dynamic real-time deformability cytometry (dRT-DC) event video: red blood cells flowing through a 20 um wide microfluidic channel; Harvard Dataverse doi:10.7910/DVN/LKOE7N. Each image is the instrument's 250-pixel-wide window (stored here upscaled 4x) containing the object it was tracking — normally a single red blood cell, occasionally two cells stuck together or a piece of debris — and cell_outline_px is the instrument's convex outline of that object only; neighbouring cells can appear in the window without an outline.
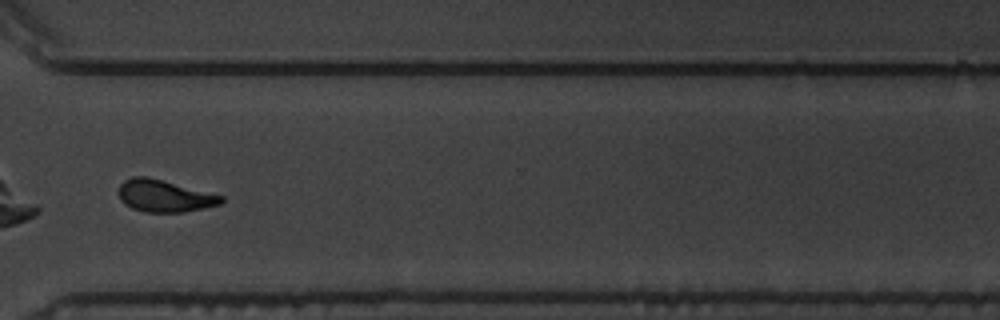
{"species": "common noctule bat (a hibernating species)", "species_latin": "Nyctalus noctula", "temperature_condition": "warm", "stored_images_in_passage": 55, "camera_frame_rate_fps": 3000, "um_per_image_px": 0.085, "animal": {"sex": "male", "body_mass_g": 19.5, "forearm_length_mm": 54.6}, "frame": {"image": 1, "passage_image": 40, "time_ms": 13.0, "image_size_px": [1000, 320], "cell_outline_px": [[224, 200], [220, 204], [204, 208], [184, 212], [144, 212], [132, 208], [124, 204], [120, 200], [120, 184], [124, 180], [132, 176], [148, 176], [224, 196]], "centroid_in_image_um": [13.97, 16.65], "position_along_channel_um": 356.6, "area_um2": 19.19}}
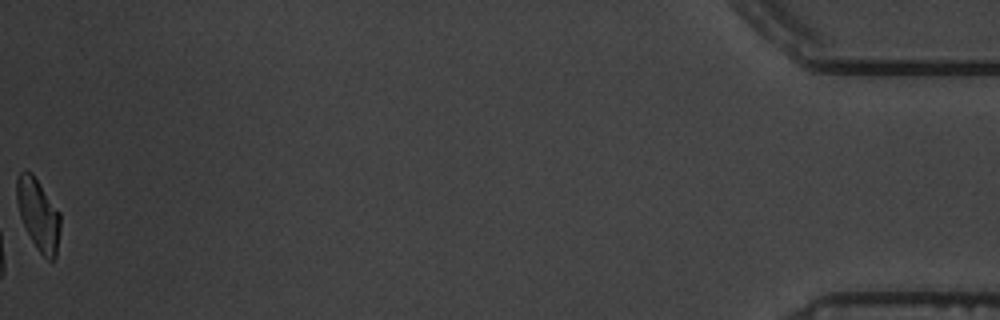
{"frame": {"image": 2, "passage_image": 55, "time_ms": 18.0, "image_size_px": [1000, 320], "cell_outline_px": [[60, 228], [56, 256], [52, 260], [48, 260], [36, 248], [20, 216], [16, 200], [16, 180], [20, 172], [24, 168], [32, 172], [60, 212]], "centroid_in_image_um": [3.25, 18.18], "position_along_channel_um": 432.0, "area_um2": 18.15}, "authors_computed_cell_mechanics": {"area_um2": 19.7098, "velocity_mm_per_s": 3.3958, "shape_relaxation_time_tau1_ms": 5.3225, "shape_relaxation_time_tau2_ms": 1.5351, "deformation_change_tau1": 0.1705, "deformation_change_tau2": 0.0721}}